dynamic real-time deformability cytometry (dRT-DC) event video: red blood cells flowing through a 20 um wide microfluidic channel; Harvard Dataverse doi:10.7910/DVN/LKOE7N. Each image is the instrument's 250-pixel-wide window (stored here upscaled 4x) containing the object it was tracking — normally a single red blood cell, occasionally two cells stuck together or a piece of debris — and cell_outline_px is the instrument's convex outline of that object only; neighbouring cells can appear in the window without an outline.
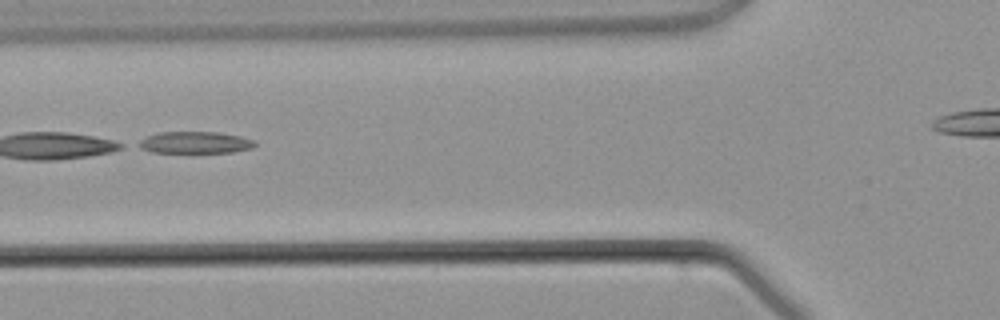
{"species": "common noctule bat (a hibernating species)", "species_latin": "Nyctalus noctula", "temperature_condition": "warm", "stored_images_in_passage": 4, "camera_frame_rate_fps": 3000, "um_per_image_px": 0.085, "animal": {"sex": "male", "body_mass_g": 21.5, "forearm_length_mm": 52.0}, "frame": {"image": 1, "passage_image": 4, "time_ms": 4.333, "image_size_px": [1000, 320], "cell_outline_px": [[256, 144], [252, 148], [232, 152], [192, 156], [152, 152], [140, 148], [132, 144], [156, 132], [220, 132], [240, 136], [256, 140]], "centroid_in_image_um": [16.53, 12.17], "position_along_channel_um": 109.3, "area_um2": 16.07}}